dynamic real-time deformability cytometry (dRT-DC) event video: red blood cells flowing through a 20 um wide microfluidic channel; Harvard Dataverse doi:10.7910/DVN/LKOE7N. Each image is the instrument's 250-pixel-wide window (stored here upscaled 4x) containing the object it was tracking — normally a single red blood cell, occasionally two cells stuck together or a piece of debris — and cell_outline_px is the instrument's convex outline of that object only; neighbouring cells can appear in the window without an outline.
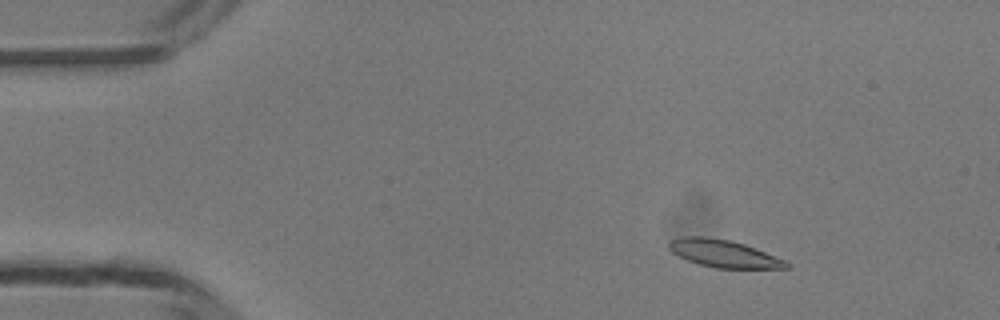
{"species": "common noctule bat (a hibernating species)", "species_latin": "Nyctalus noctula", "temperature_condition": "room temperature", "stored_images_in_passage": 4, "camera_frame_rate_fps": 3000, "um_per_image_px": 0.085, "animal": {"sex": "male", "body_mass_g": 13.3}, "frame": {"image": 1, "passage_image": 1, "time_ms": 0.0, "image_size_px": [1000, 320], "cell_outline_px": [[792, 264], [788, 268], [716, 268], [696, 264], [672, 252], [668, 248], [668, 240], [680, 236], [704, 236], [728, 240], [744, 244], [756, 248], [788, 260]], "centroid_in_image_um": [61.53, 21.55], "position_along_channel_um": 23.5, "area_um2": 19.07}}